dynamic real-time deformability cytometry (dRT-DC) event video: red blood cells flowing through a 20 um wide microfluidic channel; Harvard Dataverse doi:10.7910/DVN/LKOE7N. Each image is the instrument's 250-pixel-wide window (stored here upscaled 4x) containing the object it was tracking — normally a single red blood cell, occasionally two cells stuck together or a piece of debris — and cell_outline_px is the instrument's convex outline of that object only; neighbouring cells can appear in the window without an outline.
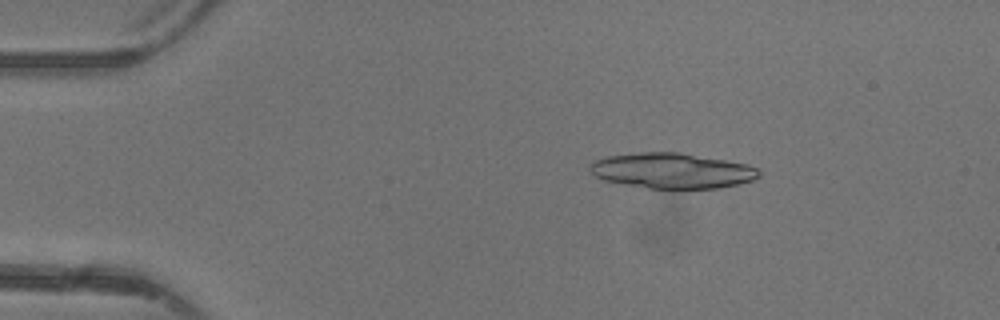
{"species": "common noctule bat (a hibernating species)", "species_latin": "Nyctalus noctula", "temperature_condition": "warm", "stored_images_in_passage": 3, "camera_frame_rate_fps": 3000, "um_per_image_px": 0.085, "animal": {"sex": "female"}, "frame": {"image": 1, "passage_image": 2, "time_ms": 1.0, "image_size_px": [1000, 320], "cell_outline_px": [[760, 176], [752, 180], [736, 184], [716, 188], [672, 192], [648, 188], [604, 180], [596, 176], [588, 168], [596, 160], [608, 156], [640, 152], [680, 152], [748, 164], [756, 168], [760, 172]], "centroid_in_image_um": [57.15, 14.54], "position_along_channel_um": 27.8, "area_um2": 35.43}}